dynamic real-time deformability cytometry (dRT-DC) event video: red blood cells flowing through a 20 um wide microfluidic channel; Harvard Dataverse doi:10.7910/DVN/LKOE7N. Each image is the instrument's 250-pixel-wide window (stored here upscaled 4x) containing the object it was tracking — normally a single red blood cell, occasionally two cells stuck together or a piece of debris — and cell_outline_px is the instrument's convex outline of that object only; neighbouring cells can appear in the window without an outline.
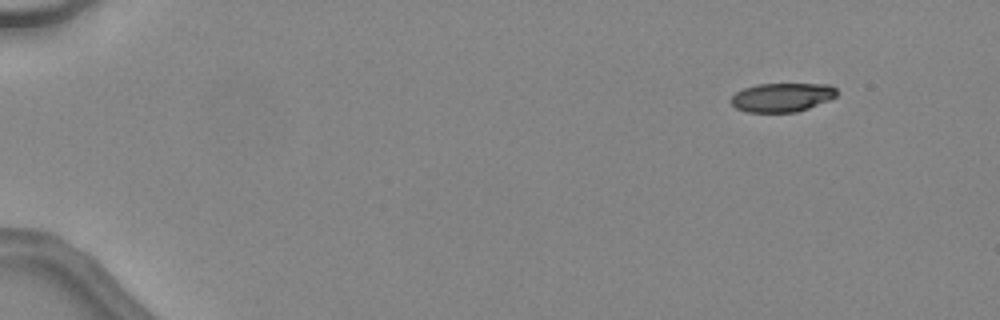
{"species": "common noctule bat (a hibernating species)", "species_latin": "Nyctalus noctula", "temperature_condition": "warm", "stored_images_in_passage": 38, "camera_frame_rate_fps": 3000, "um_per_image_px": 0.085, "animal": {"sex": "female", "body_mass_g": 24.6, "forearm_length_mm": 56.2}, "frame": {"image": 1, "passage_image": 1, "time_ms": 0.0, "image_size_px": [1000, 320], "cell_outline_px": [[836, 96], [828, 100], [808, 108], [796, 112], [748, 112], [736, 108], [728, 100], [736, 92], [744, 88], [756, 84], [832, 84], [836, 88]], "centroid_in_image_um": [66.45, 8.27], "position_along_channel_um": 18.6, "area_um2": 17.8}}
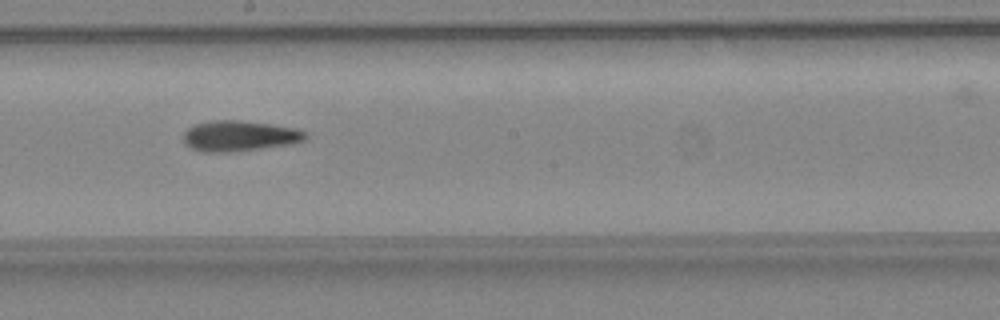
{"frame": {"image": 2, "passage_image": 24, "time_ms": 7.667, "image_size_px": [1000, 320], "cell_outline_px": [[308, 136], [304, 140], [292, 144], [228, 152], [200, 152], [184, 144], [184, 132], [188, 128], [196, 124], [208, 120], [240, 120], [296, 128], [304, 132]], "centroid_in_image_um": [20.32, 11.55], "position_along_channel_um": 227.9, "area_um2": 21.68}}
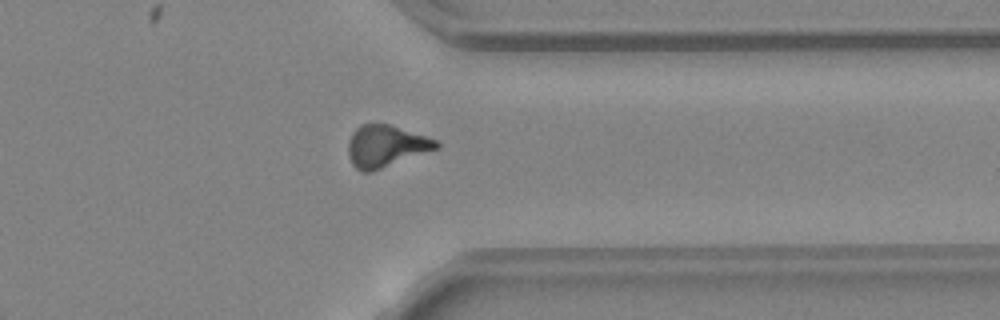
{"frame": {"image": 3, "passage_image": 34, "time_ms": 11.0, "image_size_px": [1000, 320], "cell_outline_px": [[440, 148], [372, 172], [364, 172], [356, 168], [352, 164], [348, 156], [348, 140], [352, 132], [360, 124], [388, 124], [436, 140], [440, 144]], "centroid_in_image_um": [32.77, 12.44], "position_along_channel_um": 378.6, "area_um2": 21.5}}